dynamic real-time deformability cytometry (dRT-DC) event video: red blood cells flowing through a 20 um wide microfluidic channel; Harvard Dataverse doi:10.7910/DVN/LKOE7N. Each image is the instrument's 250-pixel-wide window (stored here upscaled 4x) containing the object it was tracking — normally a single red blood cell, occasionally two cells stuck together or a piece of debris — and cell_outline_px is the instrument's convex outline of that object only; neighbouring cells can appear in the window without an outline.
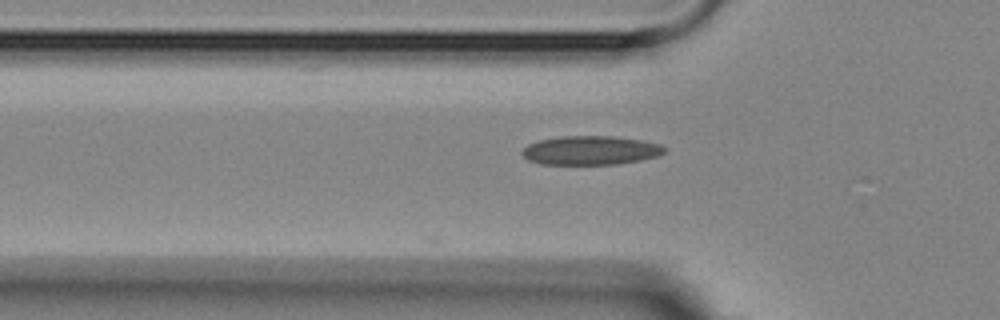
{"species": "Egyptian fruit bat (a non-hibernating species)", "species_latin": "Rousettus aegyptiacus", "temperature_condition": "room temperature", "stored_images_in_passage": 2, "camera_frame_rate_fps": 3000, "um_per_image_px": 0.085, "animal": {"sex": "female"}, "frame": {"image": 1, "passage_image": 2, "time_ms": 1.0, "image_size_px": [1000, 320], "cell_outline_px": [[664, 152], [656, 156], [640, 160], [616, 164], [540, 164], [528, 160], [520, 152], [528, 144], [540, 140], [560, 136], [612, 136], [640, 140], [660, 144], [664, 148]], "centroid_in_image_um": [50.15, 12.78], "position_along_channel_um": 75.6, "area_um2": 23.81}}